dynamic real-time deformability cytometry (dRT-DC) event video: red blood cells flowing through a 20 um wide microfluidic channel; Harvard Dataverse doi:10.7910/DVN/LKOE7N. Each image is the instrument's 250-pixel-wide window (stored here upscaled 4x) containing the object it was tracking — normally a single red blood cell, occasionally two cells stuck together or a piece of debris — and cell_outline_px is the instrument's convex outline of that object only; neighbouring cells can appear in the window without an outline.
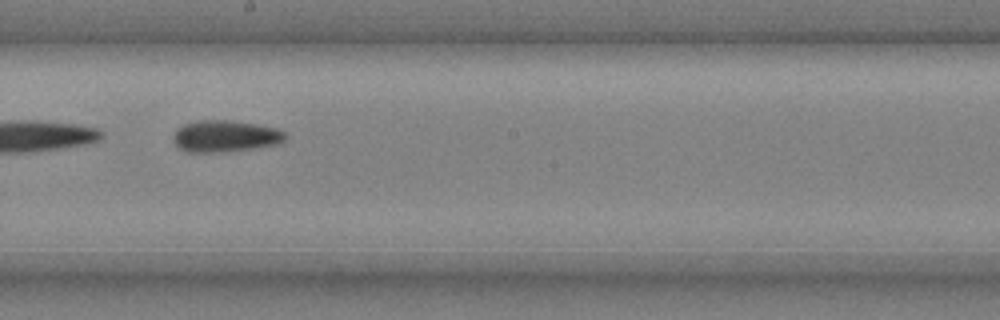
{"species": "common noctule bat (a hibernating species)", "species_latin": "Nyctalus noctula", "temperature_condition": "cold", "stored_images_in_passage": 8, "camera_frame_rate_fps": 3000, "um_per_image_px": 0.085, "animal": {"sex": "male", "body_mass_g": 20.4}, "frame": {"image": 1, "passage_image": 6, "time_ms": 1.667, "image_size_px": [1000, 320], "cell_outline_px": [[284, 140], [276, 144], [256, 148], [224, 152], [188, 152], [180, 148], [172, 140], [172, 136], [176, 128], [184, 124], [196, 120], [224, 120], [256, 124], [276, 128], [284, 132]], "centroid_in_image_um": [19.08, 11.57], "position_along_channel_um": 229.1, "area_um2": 20.63}}
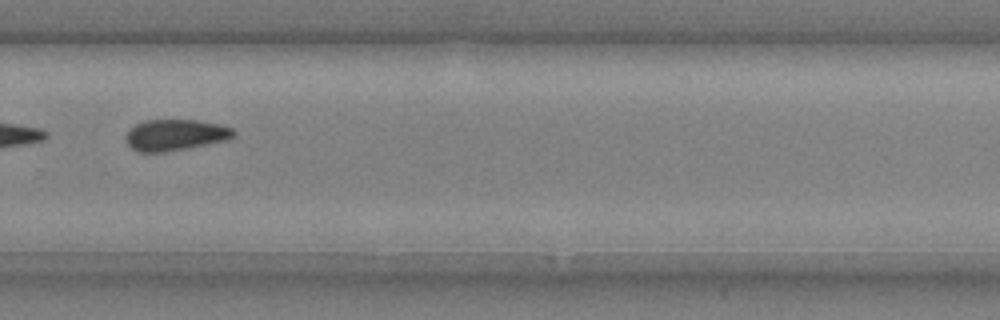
{"frame": {"image": 2, "passage_image": 8, "time_ms": 2.333, "image_size_px": [1000, 320], "cell_outline_px": [[236, 136], [228, 140], [164, 152], [140, 152], [132, 148], [128, 144], [128, 132], [136, 124], [144, 120], [200, 120], [220, 124], [232, 128], [236, 132]], "centroid_in_image_um": [14.97, 11.46], "position_along_channel_um": 314.8, "area_um2": 19.42}}